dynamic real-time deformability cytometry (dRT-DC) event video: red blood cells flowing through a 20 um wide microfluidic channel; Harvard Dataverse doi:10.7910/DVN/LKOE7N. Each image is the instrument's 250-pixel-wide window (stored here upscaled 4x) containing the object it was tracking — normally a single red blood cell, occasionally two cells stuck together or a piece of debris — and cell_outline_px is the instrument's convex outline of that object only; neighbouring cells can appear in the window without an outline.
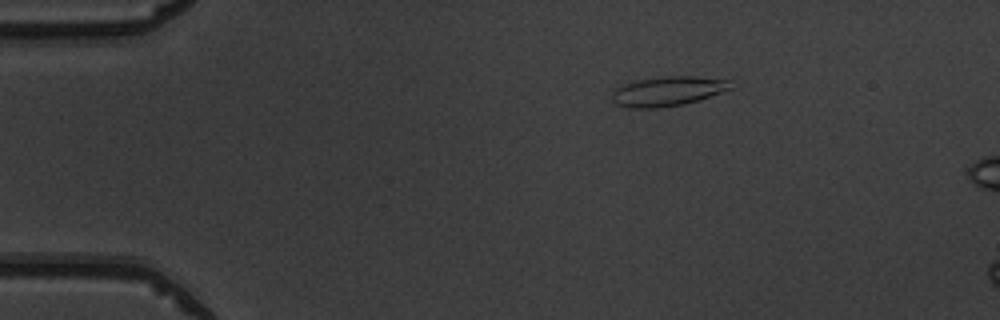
{"species": "common noctule bat (a hibernating species)", "species_latin": "Nyctalus noctula", "temperature_condition": "warm", "stored_images_in_passage": 5, "camera_frame_rate_fps": 3000, "um_per_image_px": 0.085, "animal": {"sex": "male", "body_mass_g": 19.5, "forearm_length_mm": 54.6}, "frame": {"image": 1, "passage_image": 1, "time_ms": 0.0, "image_size_px": [1000, 320], "cell_outline_px": [[732, 88], [700, 100], [684, 104], [660, 108], [628, 108], [616, 104], [612, 100], [612, 92], [616, 88], [624, 84], [640, 80], [664, 76], [692, 76], [728, 80]], "centroid_in_image_um": [56.73, 7.77], "position_along_channel_um": 28.3, "area_um2": 20.35}}